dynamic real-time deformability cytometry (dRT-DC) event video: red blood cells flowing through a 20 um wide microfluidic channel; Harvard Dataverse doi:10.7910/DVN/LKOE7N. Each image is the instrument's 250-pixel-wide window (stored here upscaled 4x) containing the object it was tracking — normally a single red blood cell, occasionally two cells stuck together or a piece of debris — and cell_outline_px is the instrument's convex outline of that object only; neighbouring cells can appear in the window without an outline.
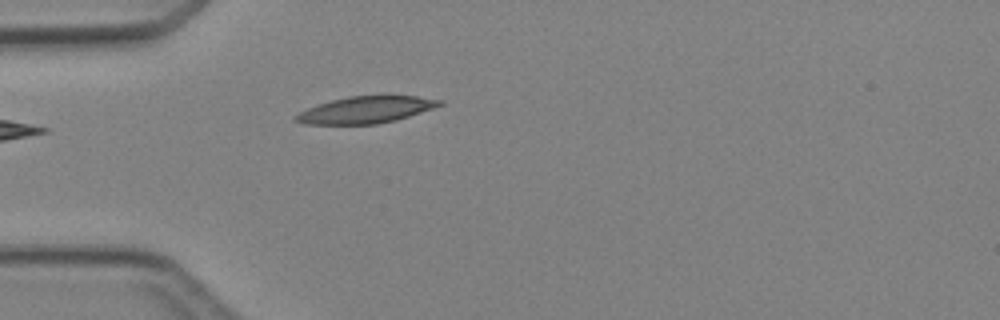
{"species": "Egyptian fruit bat (a non-hibernating species)", "species_latin": "Rousettus aegyptiacus", "temperature_condition": "cold", "stored_images_in_passage": 4, "camera_frame_rate_fps": 3000, "um_per_image_px": 0.085, "animal": {"sex": "female"}, "frame": {"image": 1, "passage_image": 4, "time_ms": 4.333, "image_size_px": [1000, 320], "cell_outline_px": [[444, 104], [396, 120], [376, 124], [304, 124], [292, 120], [292, 116], [308, 108], [332, 100], [348, 96], [380, 92], [388, 92], [444, 100]], "centroid_in_image_um": [31.14, 9.28], "position_along_channel_um": 53.9, "area_um2": 23.35}}